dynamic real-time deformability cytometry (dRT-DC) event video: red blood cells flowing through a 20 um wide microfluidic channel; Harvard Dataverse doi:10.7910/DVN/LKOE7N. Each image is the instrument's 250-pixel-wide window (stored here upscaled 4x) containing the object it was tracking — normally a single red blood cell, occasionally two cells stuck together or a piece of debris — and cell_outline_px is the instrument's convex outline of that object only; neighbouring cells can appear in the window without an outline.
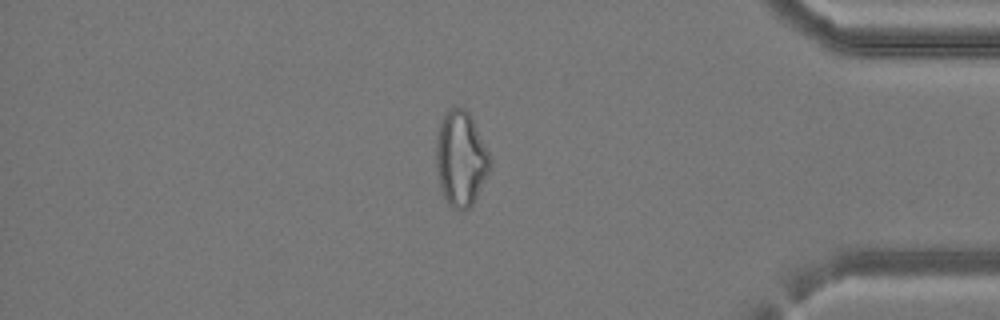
{"species": "common noctule bat (a hibernating species)", "species_latin": "Nyctalus noctula", "temperature_condition": "cold", "stored_images_in_passage": 38, "camera_frame_rate_fps": 3000, "um_per_image_px": 0.085, "animal": {"sex": "female", "body_mass_g": 24.6, "forearm_length_mm": 56.2}, "frame": {"image": 1, "passage_image": 33, "time_ms": 10.667, "image_size_px": [1000, 320], "cell_outline_px": [[492, 168], [472, 204], [464, 212], [460, 212], [452, 208], [448, 204], [440, 188], [436, 164], [436, 144], [440, 124], [444, 116], [452, 108], [464, 108], [468, 112], [492, 160]], "centroid_in_image_um": [39.18, 13.56], "position_along_channel_um": 396.0, "area_um2": 29.59}}